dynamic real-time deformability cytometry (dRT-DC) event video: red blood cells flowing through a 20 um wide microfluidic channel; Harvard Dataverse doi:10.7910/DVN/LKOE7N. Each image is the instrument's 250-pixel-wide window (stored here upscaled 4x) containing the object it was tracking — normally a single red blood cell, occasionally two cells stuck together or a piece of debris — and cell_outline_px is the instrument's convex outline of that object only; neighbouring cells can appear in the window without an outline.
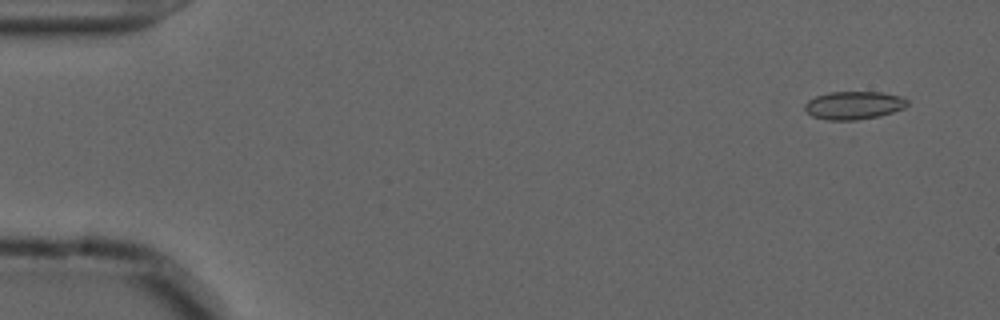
{"species": "common noctule bat (a hibernating species)", "species_latin": "Nyctalus noctula", "temperature_condition": "cold", "stored_images_in_passage": 56, "camera_frame_rate_fps": 3000, "um_per_image_px": 0.085, "animal": {"sex": "male", "forearm_length_mm": 52.5}, "frame": {"image": 1, "passage_image": 4, "time_ms": 1.0, "image_size_px": [1000, 320], "cell_outline_px": [[908, 104], [904, 108], [880, 116], [856, 120], [828, 120], [812, 116], [804, 108], [804, 104], [808, 100], [816, 96], [828, 92], [880, 92], [900, 96], [908, 100]], "centroid_in_image_um": [72.56, 8.95], "position_along_channel_um": 12.4, "area_um2": 16.76}}
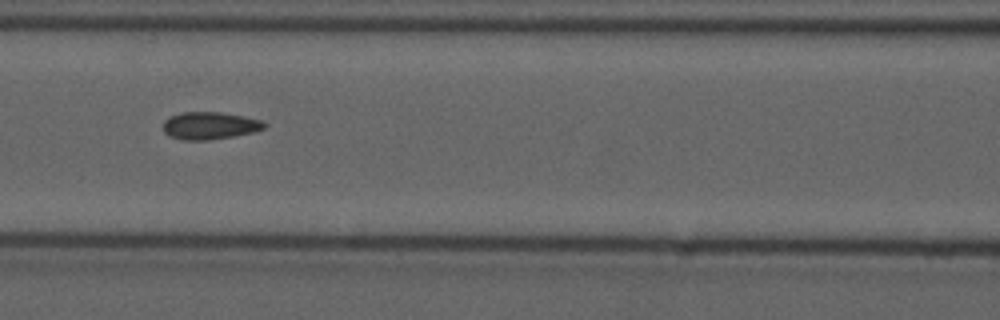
{"frame": {"image": 2, "passage_image": 25, "time_ms": 8.0, "image_size_px": [1000, 320], "cell_outline_px": [[268, 124], [264, 128], [252, 132], [232, 136], [208, 140], [180, 140], [164, 132], [164, 120], [168, 116], [180, 112], [220, 112], [244, 116], [260, 120]], "centroid_in_image_um": [17.8, 10.67], "position_along_channel_um": 148.8, "area_um2": 16.13}}
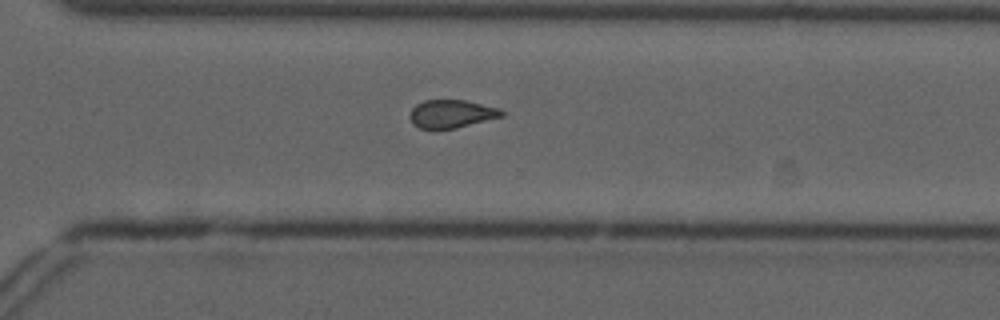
{"frame": {"image": 3, "passage_image": 40, "time_ms": 13.0, "image_size_px": [1000, 320], "cell_outline_px": [[504, 116], [456, 128], [436, 132], [432, 132], [420, 128], [412, 124], [408, 116], [412, 108], [416, 104], [424, 100], [464, 100], [500, 108], [504, 112]], "centroid_in_image_um": [38.32, 9.72], "position_along_channel_um": 332.3, "area_um2": 15.61}, "authors_computed_cell_mechanics": {"area_um2": 16.1551, "velocity_mm_per_s": 3.6862, "shape_relaxation_time_tau1_ms": null, "shape_relaxation_time_tau2_ms": 2.0773, "deformation_change_tau1": null, "deformation_change_tau2": 0.0798}}